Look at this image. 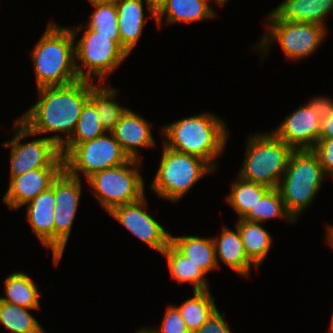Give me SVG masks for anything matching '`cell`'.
Instances as JSON below:
<instances>
[{
    "instance_id": "cell-42",
    "label": "cell",
    "mask_w": 333,
    "mask_h": 333,
    "mask_svg": "<svg viewBox=\"0 0 333 333\" xmlns=\"http://www.w3.org/2000/svg\"><path fill=\"white\" fill-rule=\"evenodd\" d=\"M136 333H151V331L143 327L142 329L138 330Z\"/></svg>"
},
{
    "instance_id": "cell-29",
    "label": "cell",
    "mask_w": 333,
    "mask_h": 333,
    "mask_svg": "<svg viewBox=\"0 0 333 333\" xmlns=\"http://www.w3.org/2000/svg\"><path fill=\"white\" fill-rule=\"evenodd\" d=\"M90 3L94 6L95 9L90 15L88 24L86 26H82L80 24L78 27L70 28L75 40L80 30L85 27L98 32V35L120 36L116 5L99 2Z\"/></svg>"
},
{
    "instance_id": "cell-40",
    "label": "cell",
    "mask_w": 333,
    "mask_h": 333,
    "mask_svg": "<svg viewBox=\"0 0 333 333\" xmlns=\"http://www.w3.org/2000/svg\"><path fill=\"white\" fill-rule=\"evenodd\" d=\"M327 243L331 246V248H333V226L330 225L327 228Z\"/></svg>"
},
{
    "instance_id": "cell-18",
    "label": "cell",
    "mask_w": 333,
    "mask_h": 333,
    "mask_svg": "<svg viewBox=\"0 0 333 333\" xmlns=\"http://www.w3.org/2000/svg\"><path fill=\"white\" fill-rule=\"evenodd\" d=\"M215 245L217 266L222 261L235 273L248 277L252 265L257 267L247 256L238 228L235 231L223 227L220 238H212Z\"/></svg>"
},
{
    "instance_id": "cell-30",
    "label": "cell",
    "mask_w": 333,
    "mask_h": 333,
    "mask_svg": "<svg viewBox=\"0 0 333 333\" xmlns=\"http://www.w3.org/2000/svg\"><path fill=\"white\" fill-rule=\"evenodd\" d=\"M272 218H286L290 223L296 222L287 212L278 188H270L263 197L260 198L254 210H249L242 219L263 224V222L265 223Z\"/></svg>"
},
{
    "instance_id": "cell-38",
    "label": "cell",
    "mask_w": 333,
    "mask_h": 333,
    "mask_svg": "<svg viewBox=\"0 0 333 333\" xmlns=\"http://www.w3.org/2000/svg\"><path fill=\"white\" fill-rule=\"evenodd\" d=\"M320 138H333V115L321 118Z\"/></svg>"
},
{
    "instance_id": "cell-7",
    "label": "cell",
    "mask_w": 333,
    "mask_h": 333,
    "mask_svg": "<svg viewBox=\"0 0 333 333\" xmlns=\"http://www.w3.org/2000/svg\"><path fill=\"white\" fill-rule=\"evenodd\" d=\"M127 56L121 48L120 36L98 35L90 28L75 43V66L81 80L94 82L95 75L100 84L104 83Z\"/></svg>"
},
{
    "instance_id": "cell-19",
    "label": "cell",
    "mask_w": 333,
    "mask_h": 333,
    "mask_svg": "<svg viewBox=\"0 0 333 333\" xmlns=\"http://www.w3.org/2000/svg\"><path fill=\"white\" fill-rule=\"evenodd\" d=\"M333 11V0H284L272 12L283 21L308 22L325 27V17Z\"/></svg>"
},
{
    "instance_id": "cell-4",
    "label": "cell",
    "mask_w": 333,
    "mask_h": 333,
    "mask_svg": "<svg viewBox=\"0 0 333 333\" xmlns=\"http://www.w3.org/2000/svg\"><path fill=\"white\" fill-rule=\"evenodd\" d=\"M325 172L312 149L293 150L278 190L287 212L297 221L320 191Z\"/></svg>"
},
{
    "instance_id": "cell-24",
    "label": "cell",
    "mask_w": 333,
    "mask_h": 333,
    "mask_svg": "<svg viewBox=\"0 0 333 333\" xmlns=\"http://www.w3.org/2000/svg\"><path fill=\"white\" fill-rule=\"evenodd\" d=\"M236 227L244 244L245 252L248 258L259 267L266 258L271 245L272 237L259 222L239 219Z\"/></svg>"
},
{
    "instance_id": "cell-35",
    "label": "cell",
    "mask_w": 333,
    "mask_h": 333,
    "mask_svg": "<svg viewBox=\"0 0 333 333\" xmlns=\"http://www.w3.org/2000/svg\"><path fill=\"white\" fill-rule=\"evenodd\" d=\"M312 150L317 154L326 176H333V138H319Z\"/></svg>"
},
{
    "instance_id": "cell-26",
    "label": "cell",
    "mask_w": 333,
    "mask_h": 333,
    "mask_svg": "<svg viewBox=\"0 0 333 333\" xmlns=\"http://www.w3.org/2000/svg\"><path fill=\"white\" fill-rule=\"evenodd\" d=\"M214 300L209 290L193 291L192 298L176 306L190 333L198 330L218 310Z\"/></svg>"
},
{
    "instance_id": "cell-43",
    "label": "cell",
    "mask_w": 333,
    "mask_h": 333,
    "mask_svg": "<svg viewBox=\"0 0 333 333\" xmlns=\"http://www.w3.org/2000/svg\"><path fill=\"white\" fill-rule=\"evenodd\" d=\"M220 5H224L226 2L230 1V0H216Z\"/></svg>"
},
{
    "instance_id": "cell-11",
    "label": "cell",
    "mask_w": 333,
    "mask_h": 333,
    "mask_svg": "<svg viewBox=\"0 0 333 333\" xmlns=\"http://www.w3.org/2000/svg\"><path fill=\"white\" fill-rule=\"evenodd\" d=\"M15 133L11 140L2 143L5 148L11 147L10 178L39 168H63V156L48 137L21 143L24 137L36 136L18 119L15 120Z\"/></svg>"
},
{
    "instance_id": "cell-25",
    "label": "cell",
    "mask_w": 333,
    "mask_h": 333,
    "mask_svg": "<svg viewBox=\"0 0 333 333\" xmlns=\"http://www.w3.org/2000/svg\"><path fill=\"white\" fill-rule=\"evenodd\" d=\"M98 84L90 91L89 100L96 106L97 114L101 121L103 129L109 133L112 132L116 124L129 108L120 106L116 98L117 90L111 86H101Z\"/></svg>"
},
{
    "instance_id": "cell-45",
    "label": "cell",
    "mask_w": 333,
    "mask_h": 333,
    "mask_svg": "<svg viewBox=\"0 0 333 333\" xmlns=\"http://www.w3.org/2000/svg\"><path fill=\"white\" fill-rule=\"evenodd\" d=\"M330 325L333 326V313H332V317H331Z\"/></svg>"
},
{
    "instance_id": "cell-9",
    "label": "cell",
    "mask_w": 333,
    "mask_h": 333,
    "mask_svg": "<svg viewBox=\"0 0 333 333\" xmlns=\"http://www.w3.org/2000/svg\"><path fill=\"white\" fill-rule=\"evenodd\" d=\"M266 17L267 33L262 35L261 43L256 49L266 55L271 43L280 44L288 59L299 60L311 55L322 44L328 34L326 27L308 22H293L280 20L272 11ZM269 23V24H268Z\"/></svg>"
},
{
    "instance_id": "cell-20",
    "label": "cell",
    "mask_w": 333,
    "mask_h": 333,
    "mask_svg": "<svg viewBox=\"0 0 333 333\" xmlns=\"http://www.w3.org/2000/svg\"><path fill=\"white\" fill-rule=\"evenodd\" d=\"M208 1L210 0H166L163 7L155 14L156 24L160 28L165 16V22L168 24L192 23L214 18L216 12L210 7ZM214 1L220 5L216 0Z\"/></svg>"
},
{
    "instance_id": "cell-16",
    "label": "cell",
    "mask_w": 333,
    "mask_h": 333,
    "mask_svg": "<svg viewBox=\"0 0 333 333\" xmlns=\"http://www.w3.org/2000/svg\"><path fill=\"white\" fill-rule=\"evenodd\" d=\"M151 124L143 117L128 109L111 132L130 159L140 161L139 148L155 147Z\"/></svg>"
},
{
    "instance_id": "cell-39",
    "label": "cell",
    "mask_w": 333,
    "mask_h": 333,
    "mask_svg": "<svg viewBox=\"0 0 333 333\" xmlns=\"http://www.w3.org/2000/svg\"><path fill=\"white\" fill-rule=\"evenodd\" d=\"M147 6L156 14L166 3V0H144Z\"/></svg>"
},
{
    "instance_id": "cell-15",
    "label": "cell",
    "mask_w": 333,
    "mask_h": 333,
    "mask_svg": "<svg viewBox=\"0 0 333 333\" xmlns=\"http://www.w3.org/2000/svg\"><path fill=\"white\" fill-rule=\"evenodd\" d=\"M26 219L40 243L52 250L53 264L61 259L54 257V180L51 186L26 204Z\"/></svg>"
},
{
    "instance_id": "cell-2",
    "label": "cell",
    "mask_w": 333,
    "mask_h": 333,
    "mask_svg": "<svg viewBox=\"0 0 333 333\" xmlns=\"http://www.w3.org/2000/svg\"><path fill=\"white\" fill-rule=\"evenodd\" d=\"M224 122L209 112L177 120L161 128L166 138L163 145L200 157L217 170L215 160L228 143L229 132Z\"/></svg>"
},
{
    "instance_id": "cell-37",
    "label": "cell",
    "mask_w": 333,
    "mask_h": 333,
    "mask_svg": "<svg viewBox=\"0 0 333 333\" xmlns=\"http://www.w3.org/2000/svg\"><path fill=\"white\" fill-rule=\"evenodd\" d=\"M317 116L326 118L327 116L333 115V99L325 96L315 97L306 103Z\"/></svg>"
},
{
    "instance_id": "cell-27",
    "label": "cell",
    "mask_w": 333,
    "mask_h": 333,
    "mask_svg": "<svg viewBox=\"0 0 333 333\" xmlns=\"http://www.w3.org/2000/svg\"><path fill=\"white\" fill-rule=\"evenodd\" d=\"M107 133L101 124L96 106L88 100L81 110L71 138L60 148L64 156L74 145L84 143Z\"/></svg>"
},
{
    "instance_id": "cell-13",
    "label": "cell",
    "mask_w": 333,
    "mask_h": 333,
    "mask_svg": "<svg viewBox=\"0 0 333 333\" xmlns=\"http://www.w3.org/2000/svg\"><path fill=\"white\" fill-rule=\"evenodd\" d=\"M321 119L306 104L286 116L272 132L293 150L313 149L320 138Z\"/></svg>"
},
{
    "instance_id": "cell-1",
    "label": "cell",
    "mask_w": 333,
    "mask_h": 333,
    "mask_svg": "<svg viewBox=\"0 0 333 333\" xmlns=\"http://www.w3.org/2000/svg\"><path fill=\"white\" fill-rule=\"evenodd\" d=\"M95 86L94 82L81 79L68 85L41 86L38 88L39 101L18 120L36 135L57 132L48 138L61 148L71 138ZM63 133L66 138L59 135Z\"/></svg>"
},
{
    "instance_id": "cell-28",
    "label": "cell",
    "mask_w": 333,
    "mask_h": 333,
    "mask_svg": "<svg viewBox=\"0 0 333 333\" xmlns=\"http://www.w3.org/2000/svg\"><path fill=\"white\" fill-rule=\"evenodd\" d=\"M231 185L226 199L242 219L249 210H254L261 197L270 189L266 185L243 180L239 176Z\"/></svg>"
},
{
    "instance_id": "cell-14",
    "label": "cell",
    "mask_w": 333,
    "mask_h": 333,
    "mask_svg": "<svg viewBox=\"0 0 333 333\" xmlns=\"http://www.w3.org/2000/svg\"><path fill=\"white\" fill-rule=\"evenodd\" d=\"M63 168H39L10 178L3 202L10 209L18 210L38 194L47 190Z\"/></svg>"
},
{
    "instance_id": "cell-33",
    "label": "cell",
    "mask_w": 333,
    "mask_h": 333,
    "mask_svg": "<svg viewBox=\"0 0 333 333\" xmlns=\"http://www.w3.org/2000/svg\"><path fill=\"white\" fill-rule=\"evenodd\" d=\"M77 210L54 209V257L61 259Z\"/></svg>"
},
{
    "instance_id": "cell-32",
    "label": "cell",
    "mask_w": 333,
    "mask_h": 333,
    "mask_svg": "<svg viewBox=\"0 0 333 333\" xmlns=\"http://www.w3.org/2000/svg\"><path fill=\"white\" fill-rule=\"evenodd\" d=\"M81 179L71 176L64 169L54 179L55 208L77 210L81 197Z\"/></svg>"
},
{
    "instance_id": "cell-17",
    "label": "cell",
    "mask_w": 333,
    "mask_h": 333,
    "mask_svg": "<svg viewBox=\"0 0 333 333\" xmlns=\"http://www.w3.org/2000/svg\"><path fill=\"white\" fill-rule=\"evenodd\" d=\"M143 3L147 7L148 16L155 19V13L147 6L144 0H122L116 5L121 48L128 55L136 46L142 35L145 22H147L144 17Z\"/></svg>"
},
{
    "instance_id": "cell-34",
    "label": "cell",
    "mask_w": 333,
    "mask_h": 333,
    "mask_svg": "<svg viewBox=\"0 0 333 333\" xmlns=\"http://www.w3.org/2000/svg\"><path fill=\"white\" fill-rule=\"evenodd\" d=\"M148 330L151 333H190L179 309L174 305L166 309L161 327L148 328Z\"/></svg>"
},
{
    "instance_id": "cell-44",
    "label": "cell",
    "mask_w": 333,
    "mask_h": 333,
    "mask_svg": "<svg viewBox=\"0 0 333 333\" xmlns=\"http://www.w3.org/2000/svg\"><path fill=\"white\" fill-rule=\"evenodd\" d=\"M330 327H329V333H333V326H331V325H329Z\"/></svg>"
},
{
    "instance_id": "cell-23",
    "label": "cell",
    "mask_w": 333,
    "mask_h": 333,
    "mask_svg": "<svg viewBox=\"0 0 333 333\" xmlns=\"http://www.w3.org/2000/svg\"><path fill=\"white\" fill-rule=\"evenodd\" d=\"M5 294L7 297H0L2 301L18 305L27 309H39V296L34 280L24 272H14L4 281Z\"/></svg>"
},
{
    "instance_id": "cell-10",
    "label": "cell",
    "mask_w": 333,
    "mask_h": 333,
    "mask_svg": "<svg viewBox=\"0 0 333 333\" xmlns=\"http://www.w3.org/2000/svg\"><path fill=\"white\" fill-rule=\"evenodd\" d=\"M108 134L74 145L63 156V169L77 178L82 173L87 180L97 172L129 162L120 143L111 132Z\"/></svg>"
},
{
    "instance_id": "cell-46",
    "label": "cell",
    "mask_w": 333,
    "mask_h": 333,
    "mask_svg": "<svg viewBox=\"0 0 333 333\" xmlns=\"http://www.w3.org/2000/svg\"><path fill=\"white\" fill-rule=\"evenodd\" d=\"M33 333H47L44 331V329L41 332H33Z\"/></svg>"
},
{
    "instance_id": "cell-12",
    "label": "cell",
    "mask_w": 333,
    "mask_h": 333,
    "mask_svg": "<svg viewBox=\"0 0 333 333\" xmlns=\"http://www.w3.org/2000/svg\"><path fill=\"white\" fill-rule=\"evenodd\" d=\"M146 198L114 207L110 212L123 227L155 251L162 253L171 241V235L147 213Z\"/></svg>"
},
{
    "instance_id": "cell-5",
    "label": "cell",
    "mask_w": 333,
    "mask_h": 333,
    "mask_svg": "<svg viewBox=\"0 0 333 333\" xmlns=\"http://www.w3.org/2000/svg\"><path fill=\"white\" fill-rule=\"evenodd\" d=\"M246 155L238 176L243 180L278 188L293 149L273 132L248 139Z\"/></svg>"
},
{
    "instance_id": "cell-21",
    "label": "cell",
    "mask_w": 333,
    "mask_h": 333,
    "mask_svg": "<svg viewBox=\"0 0 333 333\" xmlns=\"http://www.w3.org/2000/svg\"><path fill=\"white\" fill-rule=\"evenodd\" d=\"M184 256L206 274L218 269L215 245L212 238L197 236H172L170 241Z\"/></svg>"
},
{
    "instance_id": "cell-3",
    "label": "cell",
    "mask_w": 333,
    "mask_h": 333,
    "mask_svg": "<svg viewBox=\"0 0 333 333\" xmlns=\"http://www.w3.org/2000/svg\"><path fill=\"white\" fill-rule=\"evenodd\" d=\"M51 22L31 52L37 89L79 80L75 66V38L70 28Z\"/></svg>"
},
{
    "instance_id": "cell-22",
    "label": "cell",
    "mask_w": 333,
    "mask_h": 333,
    "mask_svg": "<svg viewBox=\"0 0 333 333\" xmlns=\"http://www.w3.org/2000/svg\"><path fill=\"white\" fill-rule=\"evenodd\" d=\"M167 258L171 277L179 283H191L193 291L209 290L206 273L184 256L171 242L161 253Z\"/></svg>"
},
{
    "instance_id": "cell-6",
    "label": "cell",
    "mask_w": 333,
    "mask_h": 333,
    "mask_svg": "<svg viewBox=\"0 0 333 333\" xmlns=\"http://www.w3.org/2000/svg\"><path fill=\"white\" fill-rule=\"evenodd\" d=\"M158 171L150 188L160 198L174 203L192 188L203 176L216 170L200 157L185 154L163 145Z\"/></svg>"
},
{
    "instance_id": "cell-31",
    "label": "cell",
    "mask_w": 333,
    "mask_h": 333,
    "mask_svg": "<svg viewBox=\"0 0 333 333\" xmlns=\"http://www.w3.org/2000/svg\"><path fill=\"white\" fill-rule=\"evenodd\" d=\"M28 310L38 309H27L0 299V323L10 333L41 332L43 327Z\"/></svg>"
},
{
    "instance_id": "cell-8",
    "label": "cell",
    "mask_w": 333,
    "mask_h": 333,
    "mask_svg": "<svg viewBox=\"0 0 333 333\" xmlns=\"http://www.w3.org/2000/svg\"><path fill=\"white\" fill-rule=\"evenodd\" d=\"M141 162H129L105 169L87 179L90 191L100 201L101 207L110 212L114 207L134 203L145 196L144 181L140 174Z\"/></svg>"
},
{
    "instance_id": "cell-36",
    "label": "cell",
    "mask_w": 333,
    "mask_h": 333,
    "mask_svg": "<svg viewBox=\"0 0 333 333\" xmlns=\"http://www.w3.org/2000/svg\"><path fill=\"white\" fill-rule=\"evenodd\" d=\"M193 333H232L224 317L217 310L200 328Z\"/></svg>"
},
{
    "instance_id": "cell-41",
    "label": "cell",
    "mask_w": 333,
    "mask_h": 333,
    "mask_svg": "<svg viewBox=\"0 0 333 333\" xmlns=\"http://www.w3.org/2000/svg\"><path fill=\"white\" fill-rule=\"evenodd\" d=\"M90 2H99V3H105V4H111V5H117L122 0H89Z\"/></svg>"
}]
</instances>
